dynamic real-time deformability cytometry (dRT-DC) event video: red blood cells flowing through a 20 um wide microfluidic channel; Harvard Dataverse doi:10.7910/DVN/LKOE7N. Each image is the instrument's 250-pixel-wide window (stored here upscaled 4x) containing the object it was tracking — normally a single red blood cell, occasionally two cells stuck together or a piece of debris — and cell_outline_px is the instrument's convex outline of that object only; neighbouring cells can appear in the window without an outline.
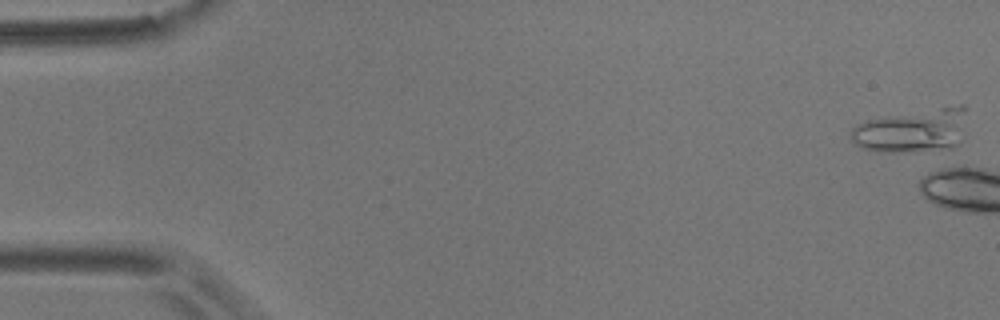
{"species": "common noctule bat (a hibernating species)", "species_latin": "Nyctalus noctula", "temperature_condition": "room temperature", "stored_images_in_passage": 2, "camera_frame_rate_fps": 3000, "um_per_image_px": 0.085, "animal": {"sex": "male", "body_mass_g": 17.9}, "frame": {"image": 1, "passage_image": 1, "time_ms": 0.0, "image_size_px": [1000, 320], "cell_outline_px": [[964, 108], [956, 144], [952, 148], [896, 152], [884, 152], [864, 148], [856, 144], [852, 140], [852, 128], [856, 124], [868, 120], [960, 104], [964, 104]], "centroid_in_image_um": [77.46, 11.11], "position_along_channel_um": 7.5, "area_um2": 27.92}}